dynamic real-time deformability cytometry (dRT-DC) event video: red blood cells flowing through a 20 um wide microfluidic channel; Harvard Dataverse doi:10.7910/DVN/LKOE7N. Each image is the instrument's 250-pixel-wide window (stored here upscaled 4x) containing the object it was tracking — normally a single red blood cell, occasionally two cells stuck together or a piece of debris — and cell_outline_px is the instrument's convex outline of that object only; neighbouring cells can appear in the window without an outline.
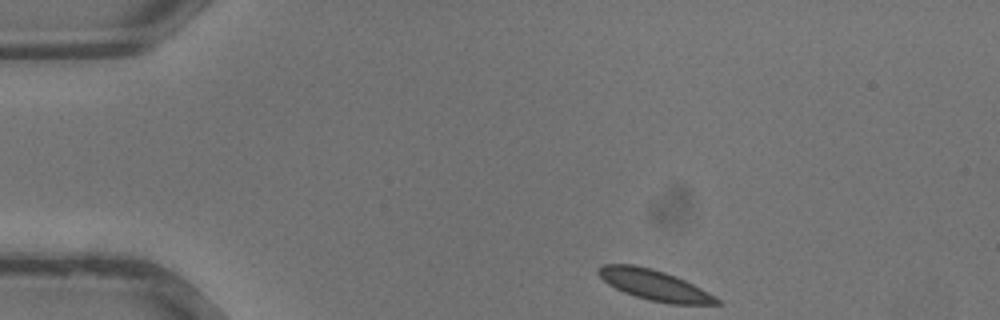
{"species": "common noctule bat (a hibernating species)", "species_latin": "Nyctalus noctula", "temperature_condition": "warm", "stored_images_in_passage": 31, "camera_frame_rate_fps": 3000, "um_per_image_px": 0.085, "animal": {"sex": "male", "body_mass_g": 13.3}, "frame": {"image": 1, "passage_image": 1, "time_ms": 0.0, "image_size_px": [1000, 320], "cell_outline_px": [[724, 304], [672, 304], [652, 300], [636, 296], [624, 292], [608, 284], [596, 272], [596, 268], [604, 264], [632, 264], [652, 268], [676, 276], [708, 292], [720, 300]], "centroid_in_image_um": [55.61, 24.21], "position_along_channel_um": 29.4, "area_um2": 20.75}}
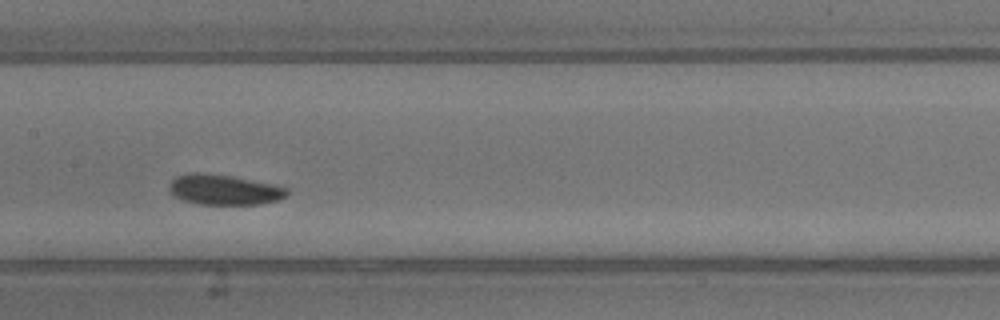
{"frame": {"image": 2, "passage_image": 13, "time_ms": 4.0, "image_size_px": [1000, 320], "cell_outline_px": [[288, 196], [276, 200], [260, 204], [200, 204], [184, 200], [176, 196], [168, 188], [168, 184], [176, 176], [192, 172], [200, 172], [232, 176], [272, 184], [288, 188]], "centroid_in_image_um": [19.05, 16.11], "position_along_channel_um": 188.4, "area_um2": 20.63}}
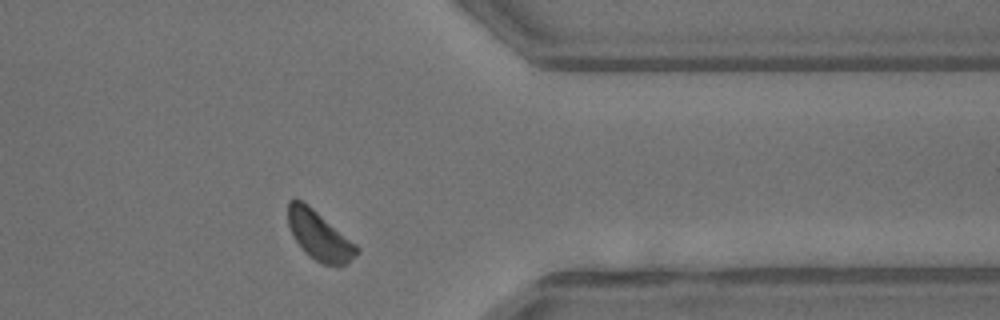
{"frame": {"image": 3, "passage_image": 24, "time_ms": 7.667, "image_size_px": [1000, 320], "cell_outline_px": [[360, 252], [348, 264], [320, 264], [304, 252], [296, 240], [288, 224], [288, 200], [300, 200], [308, 204], [356, 244], [360, 248]], "centroid_in_image_um": [27.16, 20.04], "position_along_channel_um": 384.2, "area_um2": 19.42}}